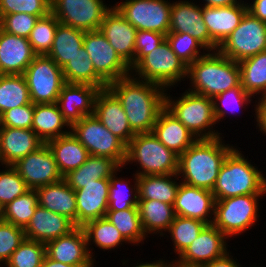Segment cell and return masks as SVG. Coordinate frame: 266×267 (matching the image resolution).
Returning <instances> with one entry per match:
<instances>
[{"instance_id": "8fae6325", "label": "cell", "mask_w": 266, "mask_h": 267, "mask_svg": "<svg viewBox=\"0 0 266 267\" xmlns=\"http://www.w3.org/2000/svg\"><path fill=\"white\" fill-rule=\"evenodd\" d=\"M23 75L33 104L57 103L65 80L62 68L49 56L36 55Z\"/></svg>"}, {"instance_id": "1f68e13d", "label": "cell", "mask_w": 266, "mask_h": 267, "mask_svg": "<svg viewBox=\"0 0 266 267\" xmlns=\"http://www.w3.org/2000/svg\"><path fill=\"white\" fill-rule=\"evenodd\" d=\"M119 169L124 167L110 157L90 155L79 168L66 174L63 179L72 189L77 190L93 180L110 178Z\"/></svg>"}, {"instance_id": "94428289", "label": "cell", "mask_w": 266, "mask_h": 267, "mask_svg": "<svg viewBox=\"0 0 266 267\" xmlns=\"http://www.w3.org/2000/svg\"><path fill=\"white\" fill-rule=\"evenodd\" d=\"M168 260L165 261V257L164 259L159 258V260H155L152 263H150L151 261H147V262H141V261H137V265L136 263H134L135 265L132 267H168L169 266V261ZM140 262V263H138Z\"/></svg>"}, {"instance_id": "60d3db41", "label": "cell", "mask_w": 266, "mask_h": 267, "mask_svg": "<svg viewBox=\"0 0 266 267\" xmlns=\"http://www.w3.org/2000/svg\"><path fill=\"white\" fill-rule=\"evenodd\" d=\"M132 245L144 244L147 236L143 230L138 208L107 210L105 216ZM143 242V243H142Z\"/></svg>"}, {"instance_id": "7c38bea8", "label": "cell", "mask_w": 266, "mask_h": 267, "mask_svg": "<svg viewBox=\"0 0 266 267\" xmlns=\"http://www.w3.org/2000/svg\"><path fill=\"white\" fill-rule=\"evenodd\" d=\"M113 6L137 31L169 33L171 2L168 0H125Z\"/></svg>"}, {"instance_id": "4fadbf2b", "label": "cell", "mask_w": 266, "mask_h": 267, "mask_svg": "<svg viewBox=\"0 0 266 267\" xmlns=\"http://www.w3.org/2000/svg\"><path fill=\"white\" fill-rule=\"evenodd\" d=\"M105 0H51L50 12L59 23L89 32L99 30L105 14L113 7Z\"/></svg>"}, {"instance_id": "bcb514c9", "label": "cell", "mask_w": 266, "mask_h": 267, "mask_svg": "<svg viewBox=\"0 0 266 267\" xmlns=\"http://www.w3.org/2000/svg\"><path fill=\"white\" fill-rule=\"evenodd\" d=\"M166 40L170 44L172 51L187 66L209 51L201 42L188 33H168Z\"/></svg>"}, {"instance_id": "e575fe53", "label": "cell", "mask_w": 266, "mask_h": 267, "mask_svg": "<svg viewBox=\"0 0 266 267\" xmlns=\"http://www.w3.org/2000/svg\"><path fill=\"white\" fill-rule=\"evenodd\" d=\"M137 182L139 200H158L173 205L181 181L177 174H154L137 176Z\"/></svg>"}, {"instance_id": "c3c4849f", "label": "cell", "mask_w": 266, "mask_h": 267, "mask_svg": "<svg viewBox=\"0 0 266 267\" xmlns=\"http://www.w3.org/2000/svg\"><path fill=\"white\" fill-rule=\"evenodd\" d=\"M0 169V203L6 206L15 198L25 194L30 188L12 165Z\"/></svg>"}, {"instance_id": "91938a15", "label": "cell", "mask_w": 266, "mask_h": 267, "mask_svg": "<svg viewBox=\"0 0 266 267\" xmlns=\"http://www.w3.org/2000/svg\"><path fill=\"white\" fill-rule=\"evenodd\" d=\"M96 267V265H72V264H64L62 262H57L50 259L47 255H45L42 266L41 267Z\"/></svg>"}, {"instance_id": "9a60e30c", "label": "cell", "mask_w": 266, "mask_h": 267, "mask_svg": "<svg viewBox=\"0 0 266 267\" xmlns=\"http://www.w3.org/2000/svg\"><path fill=\"white\" fill-rule=\"evenodd\" d=\"M228 240L213 224L206 225L197 238L173 261L184 267H201L228 252Z\"/></svg>"}, {"instance_id": "484cf974", "label": "cell", "mask_w": 266, "mask_h": 267, "mask_svg": "<svg viewBox=\"0 0 266 267\" xmlns=\"http://www.w3.org/2000/svg\"><path fill=\"white\" fill-rule=\"evenodd\" d=\"M75 228L74 223L67 217L38 205L24 232L26 239L46 244L50 240L69 234Z\"/></svg>"}, {"instance_id": "816d5d0a", "label": "cell", "mask_w": 266, "mask_h": 267, "mask_svg": "<svg viewBox=\"0 0 266 267\" xmlns=\"http://www.w3.org/2000/svg\"><path fill=\"white\" fill-rule=\"evenodd\" d=\"M38 19V16L23 12L0 15V29L16 36L28 38Z\"/></svg>"}, {"instance_id": "7bdbcfd3", "label": "cell", "mask_w": 266, "mask_h": 267, "mask_svg": "<svg viewBox=\"0 0 266 267\" xmlns=\"http://www.w3.org/2000/svg\"><path fill=\"white\" fill-rule=\"evenodd\" d=\"M207 224L192 218L177 216L171 223L168 231L173 243V251L179 256L192 241H194Z\"/></svg>"}, {"instance_id": "f35d334b", "label": "cell", "mask_w": 266, "mask_h": 267, "mask_svg": "<svg viewBox=\"0 0 266 267\" xmlns=\"http://www.w3.org/2000/svg\"><path fill=\"white\" fill-rule=\"evenodd\" d=\"M118 172H122V170L119 169L109 178L110 184L107 210L138 208L139 193L137 176L133 173L134 182H130L127 178L118 177Z\"/></svg>"}, {"instance_id": "836d02e7", "label": "cell", "mask_w": 266, "mask_h": 267, "mask_svg": "<svg viewBox=\"0 0 266 267\" xmlns=\"http://www.w3.org/2000/svg\"><path fill=\"white\" fill-rule=\"evenodd\" d=\"M82 228L86 235L89 254L95 262L96 259L93 254L94 247L92 246H95V248L98 247L104 252L105 250L109 252L112 249L113 251L114 249H118L124 244H130L106 217L89 221Z\"/></svg>"}, {"instance_id": "3957f363", "label": "cell", "mask_w": 266, "mask_h": 267, "mask_svg": "<svg viewBox=\"0 0 266 267\" xmlns=\"http://www.w3.org/2000/svg\"><path fill=\"white\" fill-rule=\"evenodd\" d=\"M187 91L214 98L241 84L238 62L224 56L218 50L208 51L188 66Z\"/></svg>"}, {"instance_id": "f5cc1de1", "label": "cell", "mask_w": 266, "mask_h": 267, "mask_svg": "<svg viewBox=\"0 0 266 267\" xmlns=\"http://www.w3.org/2000/svg\"><path fill=\"white\" fill-rule=\"evenodd\" d=\"M34 104L22 105L2 113L3 127L32 129Z\"/></svg>"}, {"instance_id": "d6a6232c", "label": "cell", "mask_w": 266, "mask_h": 267, "mask_svg": "<svg viewBox=\"0 0 266 267\" xmlns=\"http://www.w3.org/2000/svg\"><path fill=\"white\" fill-rule=\"evenodd\" d=\"M137 207L146 236L159 234L166 237L176 217L173 205L158 200H139Z\"/></svg>"}, {"instance_id": "680465c9", "label": "cell", "mask_w": 266, "mask_h": 267, "mask_svg": "<svg viewBox=\"0 0 266 267\" xmlns=\"http://www.w3.org/2000/svg\"><path fill=\"white\" fill-rule=\"evenodd\" d=\"M245 0H203L202 6L209 7H222V6H233L236 4H242Z\"/></svg>"}, {"instance_id": "7dc6e473", "label": "cell", "mask_w": 266, "mask_h": 267, "mask_svg": "<svg viewBox=\"0 0 266 267\" xmlns=\"http://www.w3.org/2000/svg\"><path fill=\"white\" fill-rule=\"evenodd\" d=\"M46 255V244L24 239L20 246L12 253L5 267H41Z\"/></svg>"}, {"instance_id": "74e56055", "label": "cell", "mask_w": 266, "mask_h": 267, "mask_svg": "<svg viewBox=\"0 0 266 267\" xmlns=\"http://www.w3.org/2000/svg\"><path fill=\"white\" fill-rule=\"evenodd\" d=\"M241 87L252 97L266 96V50L238 62ZM261 94V95H260Z\"/></svg>"}, {"instance_id": "ee69618b", "label": "cell", "mask_w": 266, "mask_h": 267, "mask_svg": "<svg viewBox=\"0 0 266 267\" xmlns=\"http://www.w3.org/2000/svg\"><path fill=\"white\" fill-rule=\"evenodd\" d=\"M37 206V192L35 189H30L4 206L3 220L24 229L28 225Z\"/></svg>"}, {"instance_id": "f546056e", "label": "cell", "mask_w": 266, "mask_h": 267, "mask_svg": "<svg viewBox=\"0 0 266 267\" xmlns=\"http://www.w3.org/2000/svg\"><path fill=\"white\" fill-rule=\"evenodd\" d=\"M58 169L64 177L69 172L79 168L90 156L87 149L72 132L46 142Z\"/></svg>"}, {"instance_id": "6da1fadb", "label": "cell", "mask_w": 266, "mask_h": 267, "mask_svg": "<svg viewBox=\"0 0 266 267\" xmlns=\"http://www.w3.org/2000/svg\"><path fill=\"white\" fill-rule=\"evenodd\" d=\"M120 100L131 129L137 133H150L158 114L165 107L166 89L132 75L108 84Z\"/></svg>"}, {"instance_id": "5bb4252c", "label": "cell", "mask_w": 266, "mask_h": 267, "mask_svg": "<svg viewBox=\"0 0 266 267\" xmlns=\"http://www.w3.org/2000/svg\"><path fill=\"white\" fill-rule=\"evenodd\" d=\"M83 47L95 72L107 83L131 75L130 67L119 57L100 30L85 32Z\"/></svg>"}, {"instance_id": "6125c7cd", "label": "cell", "mask_w": 266, "mask_h": 267, "mask_svg": "<svg viewBox=\"0 0 266 267\" xmlns=\"http://www.w3.org/2000/svg\"><path fill=\"white\" fill-rule=\"evenodd\" d=\"M4 215V206L0 203V221L3 220Z\"/></svg>"}, {"instance_id": "9c48e42d", "label": "cell", "mask_w": 266, "mask_h": 267, "mask_svg": "<svg viewBox=\"0 0 266 267\" xmlns=\"http://www.w3.org/2000/svg\"><path fill=\"white\" fill-rule=\"evenodd\" d=\"M71 132L90 155L110 157L123 167L127 145L108 130L94 114L84 116L74 123Z\"/></svg>"}, {"instance_id": "277c9868", "label": "cell", "mask_w": 266, "mask_h": 267, "mask_svg": "<svg viewBox=\"0 0 266 267\" xmlns=\"http://www.w3.org/2000/svg\"><path fill=\"white\" fill-rule=\"evenodd\" d=\"M234 147L225 157L212 189L215 200L249 194H266V174ZM239 149V150H238ZM246 157V158H245Z\"/></svg>"}, {"instance_id": "44dd1931", "label": "cell", "mask_w": 266, "mask_h": 267, "mask_svg": "<svg viewBox=\"0 0 266 267\" xmlns=\"http://www.w3.org/2000/svg\"><path fill=\"white\" fill-rule=\"evenodd\" d=\"M99 89L87 84L65 83L58 96L57 105L70 126L84 116L94 114L95 98Z\"/></svg>"}, {"instance_id": "8992f818", "label": "cell", "mask_w": 266, "mask_h": 267, "mask_svg": "<svg viewBox=\"0 0 266 267\" xmlns=\"http://www.w3.org/2000/svg\"><path fill=\"white\" fill-rule=\"evenodd\" d=\"M179 155L166 148L152 132L137 133L127 144L123 165L135 163L136 176L177 174Z\"/></svg>"}, {"instance_id": "52a82bcc", "label": "cell", "mask_w": 266, "mask_h": 267, "mask_svg": "<svg viewBox=\"0 0 266 267\" xmlns=\"http://www.w3.org/2000/svg\"><path fill=\"white\" fill-rule=\"evenodd\" d=\"M187 69L188 66L177 57L165 40L131 69V75L142 81L156 83L165 89H172L187 80Z\"/></svg>"}, {"instance_id": "d590c367", "label": "cell", "mask_w": 266, "mask_h": 267, "mask_svg": "<svg viewBox=\"0 0 266 267\" xmlns=\"http://www.w3.org/2000/svg\"><path fill=\"white\" fill-rule=\"evenodd\" d=\"M84 35V31L58 23L54 41L47 56L63 68L83 46Z\"/></svg>"}, {"instance_id": "83f0119b", "label": "cell", "mask_w": 266, "mask_h": 267, "mask_svg": "<svg viewBox=\"0 0 266 267\" xmlns=\"http://www.w3.org/2000/svg\"><path fill=\"white\" fill-rule=\"evenodd\" d=\"M152 133L168 149L182 154L197 138L165 107L158 114Z\"/></svg>"}, {"instance_id": "d6986e66", "label": "cell", "mask_w": 266, "mask_h": 267, "mask_svg": "<svg viewBox=\"0 0 266 267\" xmlns=\"http://www.w3.org/2000/svg\"><path fill=\"white\" fill-rule=\"evenodd\" d=\"M215 201L210 190L180 182L173 208L177 216L197 219L209 225L213 223Z\"/></svg>"}, {"instance_id": "ffe728a7", "label": "cell", "mask_w": 266, "mask_h": 267, "mask_svg": "<svg viewBox=\"0 0 266 267\" xmlns=\"http://www.w3.org/2000/svg\"><path fill=\"white\" fill-rule=\"evenodd\" d=\"M94 115L126 145L135 136L117 96L107 87L100 89L94 103Z\"/></svg>"}, {"instance_id": "30bf717a", "label": "cell", "mask_w": 266, "mask_h": 267, "mask_svg": "<svg viewBox=\"0 0 266 267\" xmlns=\"http://www.w3.org/2000/svg\"><path fill=\"white\" fill-rule=\"evenodd\" d=\"M217 50L236 62L265 51L266 23L246 11L238 27Z\"/></svg>"}, {"instance_id": "9f6ffc18", "label": "cell", "mask_w": 266, "mask_h": 267, "mask_svg": "<svg viewBox=\"0 0 266 267\" xmlns=\"http://www.w3.org/2000/svg\"><path fill=\"white\" fill-rule=\"evenodd\" d=\"M230 252V249L228 252H226L222 257H219L217 259H214L211 262L205 263L201 267H243L240 265L239 262H237V258L234 260L233 255Z\"/></svg>"}, {"instance_id": "2e32d148", "label": "cell", "mask_w": 266, "mask_h": 267, "mask_svg": "<svg viewBox=\"0 0 266 267\" xmlns=\"http://www.w3.org/2000/svg\"><path fill=\"white\" fill-rule=\"evenodd\" d=\"M30 189L58 182L63 179L48 145L44 143L36 151L12 165Z\"/></svg>"}, {"instance_id": "f907efd6", "label": "cell", "mask_w": 266, "mask_h": 267, "mask_svg": "<svg viewBox=\"0 0 266 267\" xmlns=\"http://www.w3.org/2000/svg\"><path fill=\"white\" fill-rule=\"evenodd\" d=\"M51 0H0V15L27 13L43 17L50 13Z\"/></svg>"}, {"instance_id": "e0dca14e", "label": "cell", "mask_w": 266, "mask_h": 267, "mask_svg": "<svg viewBox=\"0 0 266 267\" xmlns=\"http://www.w3.org/2000/svg\"><path fill=\"white\" fill-rule=\"evenodd\" d=\"M99 30L119 57L132 69L137 30L113 6L104 16Z\"/></svg>"}, {"instance_id": "603a6c76", "label": "cell", "mask_w": 266, "mask_h": 267, "mask_svg": "<svg viewBox=\"0 0 266 267\" xmlns=\"http://www.w3.org/2000/svg\"><path fill=\"white\" fill-rule=\"evenodd\" d=\"M46 255L57 262L72 265H94L91 258L85 232L76 227L69 234L46 243Z\"/></svg>"}, {"instance_id": "5b68a950", "label": "cell", "mask_w": 266, "mask_h": 267, "mask_svg": "<svg viewBox=\"0 0 266 267\" xmlns=\"http://www.w3.org/2000/svg\"><path fill=\"white\" fill-rule=\"evenodd\" d=\"M170 90L166 89L165 108L197 139H214L222 136V132L215 129L218 126L216 127L212 98L185 90L180 97L175 96L173 99Z\"/></svg>"}, {"instance_id": "f1b7e54d", "label": "cell", "mask_w": 266, "mask_h": 267, "mask_svg": "<svg viewBox=\"0 0 266 267\" xmlns=\"http://www.w3.org/2000/svg\"><path fill=\"white\" fill-rule=\"evenodd\" d=\"M38 205L63 215L70 219L77 227V204L75 190L64 179L37 187Z\"/></svg>"}, {"instance_id": "e7e4bbea", "label": "cell", "mask_w": 266, "mask_h": 267, "mask_svg": "<svg viewBox=\"0 0 266 267\" xmlns=\"http://www.w3.org/2000/svg\"><path fill=\"white\" fill-rule=\"evenodd\" d=\"M3 128V118L2 113L0 112V130Z\"/></svg>"}, {"instance_id": "681fc988", "label": "cell", "mask_w": 266, "mask_h": 267, "mask_svg": "<svg viewBox=\"0 0 266 267\" xmlns=\"http://www.w3.org/2000/svg\"><path fill=\"white\" fill-rule=\"evenodd\" d=\"M24 229L7 221H0V265L4 266L12 253L25 239Z\"/></svg>"}, {"instance_id": "7a4b0ae2", "label": "cell", "mask_w": 266, "mask_h": 267, "mask_svg": "<svg viewBox=\"0 0 266 267\" xmlns=\"http://www.w3.org/2000/svg\"><path fill=\"white\" fill-rule=\"evenodd\" d=\"M222 138L197 139L179 155L177 175L182 183L212 191L225 157L235 147Z\"/></svg>"}, {"instance_id": "b9f144b4", "label": "cell", "mask_w": 266, "mask_h": 267, "mask_svg": "<svg viewBox=\"0 0 266 267\" xmlns=\"http://www.w3.org/2000/svg\"><path fill=\"white\" fill-rule=\"evenodd\" d=\"M251 95H249L242 87L241 84L238 87L233 89H229L217 96H215L213 100V108L214 115L217 124H220V121L226 120V116H233L234 114H240L238 111H247L246 107L248 105H252L254 103V99H252ZM253 101V102H252ZM233 114V115H232ZM225 118V119H224Z\"/></svg>"}, {"instance_id": "f6af8a7d", "label": "cell", "mask_w": 266, "mask_h": 267, "mask_svg": "<svg viewBox=\"0 0 266 267\" xmlns=\"http://www.w3.org/2000/svg\"><path fill=\"white\" fill-rule=\"evenodd\" d=\"M58 23L59 21L51 12L37 20L28 37L36 55H47L49 53Z\"/></svg>"}, {"instance_id": "ba28073f", "label": "cell", "mask_w": 266, "mask_h": 267, "mask_svg": "<svg viewBox=\"0 0 266 267\" xmlns=\"http://www.w3.org/2000/svg\"><path fill=\"white\" fill-rule=\"evenodd\" d=\"M265 194L239 195L215 201L213 225L228 239L252 229L259 220V199Z\"/></svg>"}, {"instance_id": "db71d44e", "label": "cell", "mask_w": 266, "mask_h": 267, "mask_svg": "<svg viewBox=\"0 0 266 267\" xmlns=\"http://www.w3.org/2000/svg\"><path fill=\"white\" fill-rule=\"evenodd\" d=\"M166 35L155 31L140 30L136 33L134 66L147 54L159 47Z\"/></svg>"}, {"instance_id": "4dcf8cb0", "label": "cell", "mask_w": 266, "mask_h": 267, "mask_svg": "<svg viewBox=\"0 0 266 267\" xmlns=\"http://www.w3.org/2000/svg\"><path fill=\"white\" fill-rule=\"evenodd\" d=\"M32 130L46 143L70 133L71 126L64 119L57 103L34 104Z\"/></svg>"}, {"instance_id": "d4e9b609", "label": "cell", "mask_w": 266, "mask_h": 267, "mask_svg": "<svg viewBox=\"0 0 266 267\" xmlns=\"http://www.w3.org/2000/svg\"><path fill=\"white\" fill-rule=\"evenodd\" d=\"M34 53L28 38L0 29V74L22 75L33 61Z\"/></svg>"}, {"instance_id": "4316f807", "label": "cell", "mask_w": 266, "mask_h": 267, "mask_svg": "<svg viewBox=\"0 0 266 267\" xmlns=\"http://www.w3.org/2000/svg\"><path fill=\"white\" fill-rule=\"evenodd\" d=\"M43 144L32 129L3 127L0 130L1 165H13Z\"/></svg>"}, {"instance_id": "be15d7a7", "label": "cell", "mask_w": 266, "mask_h": 267, "mask_svg": "<svg viewBox=\"0 0 266 267\" xmlns=\"http://www.w3.org/2000/svg\"><path fill=\"white\" fill-rule=\"evenodd\" d=\"M168 267H184V266H180V265L176 264L174 261H171L169 263V266Z\"/></svg>"}, {"instance_id": "ac0fdd59", "label": "cell", "mask_w": 266, "mask_h": 267, "mask_svg": "<svg viewBox=\"0 0 266 267\" xmlns=\"http://www.w3.org/2000/svg\"><path fill=\"white\" fill-rule=\"evenodd\" d=\"M195 0H179L171 3L169 33H188L212 51V38L203 20L202 5Z\"/></svg>"}, {"instance_id": "6f0895ef", "label": "cell", "mask_w": 266, "mask_h": 267, "mask_svg": "<svg viewBox=\"0 0 266 267\" xmlns=\"http://www.w3.org/2000/svg\"><path fill=\"white\" fill-rule=\"evenodd\" d=\"M246 4L248 12L266 23V0H253L252 3L246 0Z\"/></svg>"}, {"instance_id": "ab89813d", "label": "cell", "mask_w": 266, "mask_h": 267, "mask_svg": "<svg viewBox=\"0 0 266 267\" xmlns=\"http://www.w3.org/2000/svg\"><path fill=\"white\" fill-rule=\"evenodd\" d=\"M30 93L25 76L0 74V112L29 104Z\"/></svg>"}, {"instance_id": "7402d4cb", "label": "cell", "mask_w": 266, "mask_h": 267, "mask_svg": "<svg viewBox=\"0 0 266 267\" xmlns=\"http://www.w3.org/2000/svg\"><path fill=\"white\" fill-rule=\"evenodd\" d=\"M109 178L93 180L75 190L77 204V227L106 216L109 198Z\"/></svg>"}, {"instance_id": "11a10c76", "label": "cell", "mask_w": 266, "mask_h": 267, "mask_svg": "<svg viewBox=\"0 0 266 267\" xmlns=\"http://www.w3.org/2000/svg\"><path fill=\"white\" fill-rule=\"evenodd\" d=\"M254 106L255 114L254 118L256 122V129H258V132L260 131L264 136H266V96L259 97L255 100L254 105H252V108Z\"/></svg>"}, {"instance_id": "cb8c5ba5", "label": "cell", "mask_w": 266, "mask_h": 267, "mask_svg": "<svg viewBox=\"0 0 266 267\" xmlns=\"http://www.w3.org/2000/svg\"><path fill=\"white\" fill-rule=\"evenodd\" d=\"M246 11V2L233 6H202L203 20L212 38V51H216L223 41L238 27Z\"/></svg>"}, {"instance_id": "8d00e7d4", "label": "cell", "mask_w": 266, "mask_h": 267, "mask_svg": "<svg viewBox=\"0 0 266 267\" xmlns=\"http://www.w3.org/2000/svg\"><path fill=\"white\" fill-rule=\"evenodd\" d=\"M62 72L65 83L92 85L99 90L108 87V84L95 72L92 60L83 46L62 68Z\"/></svg>"}]
</instances>
